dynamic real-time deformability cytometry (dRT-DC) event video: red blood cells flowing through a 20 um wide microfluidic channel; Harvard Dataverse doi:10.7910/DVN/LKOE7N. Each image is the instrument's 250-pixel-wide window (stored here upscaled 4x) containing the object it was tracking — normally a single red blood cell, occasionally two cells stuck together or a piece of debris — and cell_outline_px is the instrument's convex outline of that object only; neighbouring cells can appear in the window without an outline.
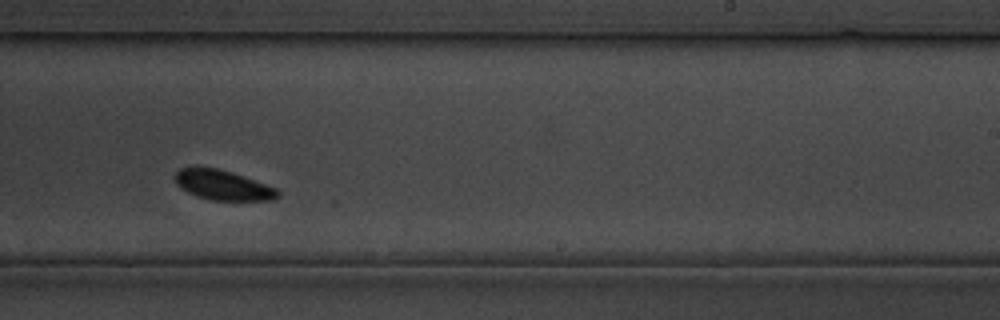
{"species": "common noctule bat (a hibernating species)", "species_latin": "Nyctalus noctula", "temperature_condition": "cold", "stored_images_in_passage": 18, "camera_frame_rate_fps": 3000, "um_per_image_px": 0.085, "animal": {"sex": "male", "body_mass_g": 19.5, "forearm_length_mm": 54.6}, "frame": {"image": 1, "passage_image": 16, "time_ms": 18.0, "image_size_px": [1000, 320], "cell_outline_px": [[280, 196], [276, 200], [212, 200], [196, 196], [180, 188], [176, 184], [172, 176], [180, 168], [200, 164], [232, 172], [276, 188], [280, 192]], "centroid_in_image_um": [18.87, 15.7], "position_along_channel_um": 270.1, "area_um2": 18.38}}